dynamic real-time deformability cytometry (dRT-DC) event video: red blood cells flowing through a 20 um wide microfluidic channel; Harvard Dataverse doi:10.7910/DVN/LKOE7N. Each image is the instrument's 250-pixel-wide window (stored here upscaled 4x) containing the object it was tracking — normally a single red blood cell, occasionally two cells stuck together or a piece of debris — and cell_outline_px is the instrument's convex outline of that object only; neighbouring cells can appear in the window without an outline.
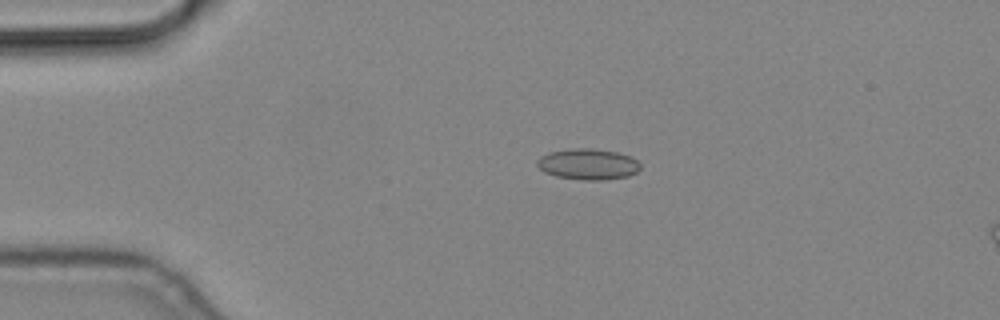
{"species": "common noctule bat (a hibernating species)", "species_latin": "Nyctalus noctula", "temperature_condition": "cold", "stored_images_in_passage": 2, "camera_frame_rate_fps": 3000, "um_per_image_px": 0.085, "animal": {"sex": "male", "body_mass_g": 19.2, "forearm_length_mm": 51.8}, "frame": {"image": 1, "passage_image": 1, "time_ms": 0.0, "image_size_px": [1000, 320], "cell_outline_px": [[640, 168], [636, 172], [628, 176], [604, 180], [584, 180], [556, 176], [544, 172], [536, 164], [536, 160], [540, 156], [548, 152], [572, 148], [592, 148], [616, 152], [632, 156], [640, 164]], "centroid_in_image_um": [49.97, 13.95], "position_along_channel_um": 35.0, "area_um2": 18.73}}